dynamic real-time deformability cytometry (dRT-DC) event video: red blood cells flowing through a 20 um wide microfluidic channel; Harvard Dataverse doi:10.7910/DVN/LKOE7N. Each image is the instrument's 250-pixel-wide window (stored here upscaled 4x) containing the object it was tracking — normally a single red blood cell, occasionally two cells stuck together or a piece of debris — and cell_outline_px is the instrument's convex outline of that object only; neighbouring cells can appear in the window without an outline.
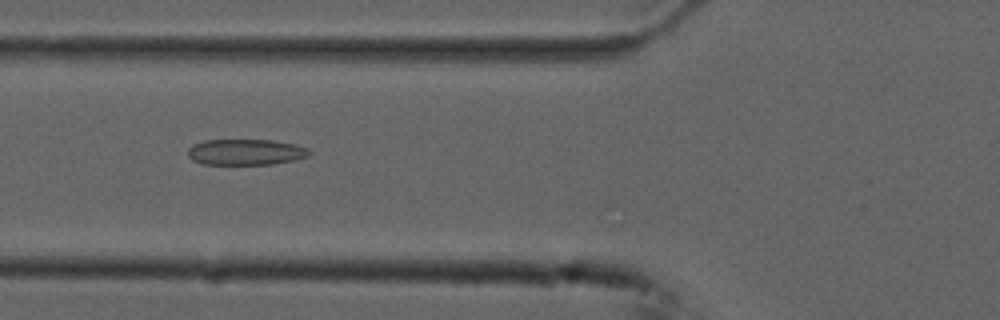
{"species": "common noctule bat (a hibernating species)", "species_latin": "Nyctalus noctula", "temperature_condition": "cold", "stored_images_in_passage": 49, "camera_frame_rate_fps": 3000, "um_per_image_px": 0.085, "animal": {"sex": "male", "forearm_length_mm": 52.5}, "frame": {"image": 1, "passage_image": 15, "time_ms": 4.667, "image_size_px": [1000, 320], "cell_outline_px": [[312, 152], [308, 156], [296, 160], [272, 164], [204, 164], [192, 160], [188, 156], [188, 148], [192, 144], [204, 140], [272, 140], [296, 144], [308, 148]], "centroid_in_image_um": [20.9, 12.92], "position_along_channel_um": 104.9, "area_um2": 18.5}}
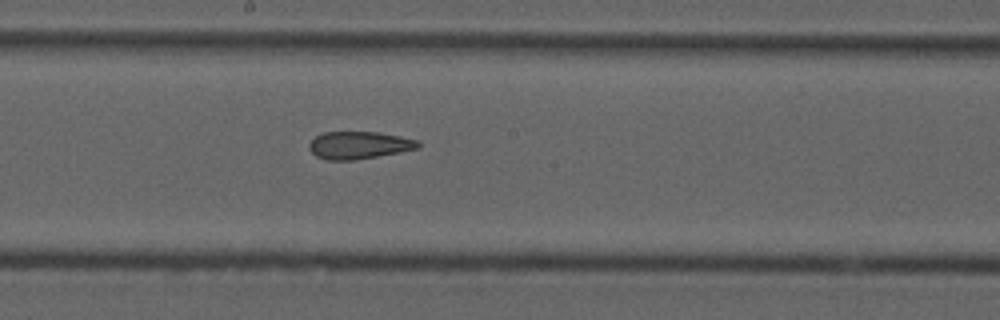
{"frame": {"image": 2, "passage_image": 24, "time_ms": 7.667, "image_size_px": [1000, 320], "cell_outline_px": [[420, 148], [400, 152], [352, 160], [328, 160], [316, 156], [308, 148], [308, 144], [316, 136], [324, 132], [376, 132], [400, 136], [416, 140], [420, 144]], "centroid_in_image_um": [30.5, 12.34], "position_along_channel_um": 217.7, "area_um2": 17.28}}
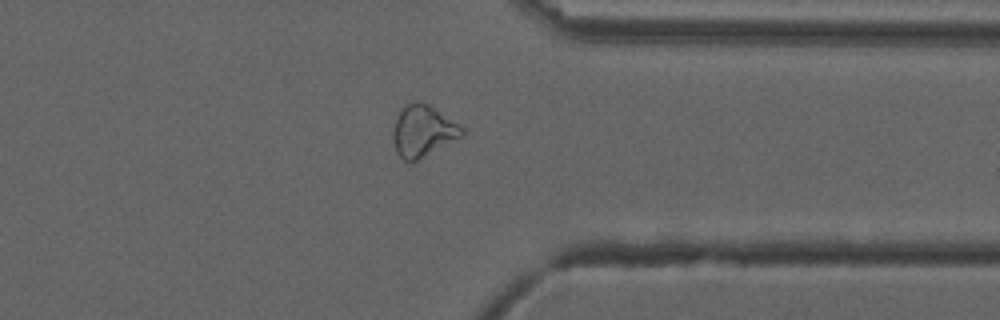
{"frame": {"image": 3, "passage_image": 37, "time_ms": 12.0, "image_size_px": [1000, 320], "cell_outline_px": [[464, 136], [412, 164], [404, 160], [396, 152], [392, 136], [392, 132], [396, 120], [404, 104], [420, 100], [428, 104], [464, 128]], "centroid_in_image_um": [35.95, 11.17], "position_along_channel_um": 375.5, "area_um2": 20.92}, "authors_computed_cell_mechanics": {"area_um2": 20.6346, "velocity_mm_per_s": 3.7519, "shape_relaxation_time_tau1_ms": null, "shape_relaxation_time_tau2_ms": 2.3062, "deformation_change_tau1": null, "deformation_change_tau2": 0.0996}}